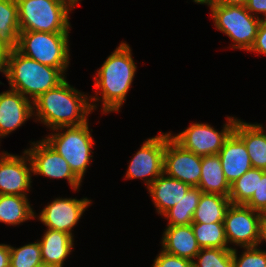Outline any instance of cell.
Returning <instances> with one entry per match:
<instances>
[{
  "label": "cell",
  "mask_w": 266,
  "mask_h": 267,
  "mask_svg": "<svg viewBox=\"0 0 266 267\" xmlns=\"http://www.w3.org/2000/svg\"><path fill=\"white\" fill-rule=\"evenodd\" d=\"M131 51L127 43L121 42L97 69L94 87L100 91H96L95 96H90L93 111L97 108V104L94 103L96 101L103 102V114L119 112L125 103L137 71Z\"/></svg>",
  "instance_id": "1"
},
{
  "label": "cell",
  "mask_w": 266,
  "mask_h": 267,
  "mask_svg": "<svg viewBox=\"0 0 266 267\" xmlns=\"http://www.w3.org/2000/svg\"><path fill=\"white\" fill-rule=\"evenodd\" d=\"M89 100L90 96L75 89L65 79L33 101V116H37L36 122L51 130L80 126L88 122V115L93 111Z\"/></svg>",
  "instance_id": "2"
},
{
  "label": "cell",
  "mask_w": 266,
  "mask_h": 267,
  "mask_svg": "<svg viewBox=\"0 0 266 267\" xmlns=\"http://www.w3.org/2000/svg\"><path fill=\"white\" fill-rule=\"evenodd\" d=\"M5 77L11 90L33 102L41 94L57 87L66 79L58 69L43 65L11 47L5 57Z\"/></svg>",
  "instance_id": "3"
},
{
  "label": "cell",
  "mask_w": 266,
  "mask_h": 267,
  "mask_svg": "<svg viewBox=\"0 0 266 267\" xmlns=\"http://www.w3.org/2000/svg\"><path fill=\"white\" fill-rule=\"evenodd\" d=\"M21 31L69 33L71 0H16Z\"/></svg>",
  "instance_id": "4"
},
{
  "label": "cell",
  "mask_w": 266,
  "mask_h": 267,
  "mask_svg": "<svg viewBox=\"0 0 266 267\" xmlns=\"http://www.w3.org/2000/svg\"><path fill=\"white\" fill-rule=\"evenodd\" d=\"M69 33L21 31L14 46L37 62L66 73L69 61Z\"/></svg>",
  "instance_id": "5"
},
{
  "label": "cell",
  "mask_w": 266,
  "mask_h": 267,
  "mask_svg": "<svg viewBox=\"0 0 266 267\" xmlns=\"http://www.w3.org/2000/svg\"><path fill=\"white\" fill-rule=\"evenodd\" d=\"M53 132L44 140L67 161L70 169L82 181L91 164L95 143L88 122L80 126L59 127Z\"/></svg>",
  "instance_id": "6"
},
{
  "label": "cell",
  "mask_w": 266,
  "mask_h": 267,
  "mask_svg": "<svg viewBox=\"0 0 266 267\" xmlns=\"http://www.w3.org/2000/svg\"><path fill=\"white\" fill-rule=\"evenodd\" d=\"M214 26L231 38L233 49L250 52L262 18L253 16L245 6H212Z\"/></svg>",
  "instance_id": "7"
},
{
  "label": "cell",
  "mask_w": 266,
  "mask_h": 267,
  "mask_svg": "<svg viewBox=\"0 0 266 267\" xmlns=\"http://www.w3.org/2000/svg\"><path fill=\"white\" fill-rule=\"evenodd\" d=\"M238 118L227 116L226 124L221 131L207 123H192L187 129L171 137L183 148L199 156L216 155L219 153L225 140L233 132ZM173 135V136H172Z\"/></svg>",
  "instance_id": "8"
},
{
  "label": "cell",
  "mask_w": 266,
  "mask_h": 267,
  "mask_svg": "<svg viewBox=\"0 0 266 267\" xmlns=\"http://www.w3.org/2000/svg\"><path fill=\"white\" fill-rule=\"evenodd\" d=\"M166 133L145 140L132 157L125 175L126 179L140 178L147 188L164 173V150Z\"/></svg>",
  "instance_id": "9"
},
{
  "label": "cell",
  "mask_w": 266,
  "mask_h": 267,
  "mask_svg": "<svg viewBox=\"0 0 266 267\" xmlns=\"http://www.w3.org/2000/svg\"><path fill=\"white\" fill-rule=\"evenodd\" d=\"M262 216V213L245 205L231 204L223 221L228 244L241 248L257 246Z\"/></svg>",
  "instance_id": "10"
},
{
  "label": "cell",
  "mask_w": 266,
  "mask_h": 267,
  "mask_svg": "<svg viewBox=\"0 0 266 267\" xmlns=\"http://www.w3.org/2000/svg\"><path fill=\"white\" fill-rule=\"evenodd\" d=\"M30 143L32 146L25 151L30 158L33 175H43L50 179L65 178L74 191L79 190L82 181L73 173L67 161L56 150L43 138Z\"/></svg>",
  "instance_id": "11"
},
{
  "label": "cell",
  "mask_w": 266,
  "mask_h": 267,
  "mask_svg": "<svg viewBox=\"0 0 266 267\" xmlns=\"http://www.w3.org/2000/svg\"><path fill=\"white\" fill-rule=\"evenodd\" d=\"M164 173L191 187H198L201 177V156L183 148L166 133Z\"/></svg>",
  "instance_id": "12"
},
{
  "label": "cell",
  "mask_w": 266,
  "mask_h": 267,
  "mask_svg": "<svg viewBox=\"0 0 266 267\" xmlns=\"http://www.w3.org/2000/svg\"><path fill=\"white\" fill-rule=\"evenodd\" d=\"M32 164L26 151L18 156L0 154V195L27 196L32 183Z\"/></svg>",
  "instance_id": "13"
},
{
  "label": "cell",
  "mask_w": 266,
  "mask_h": 267,
  "mask_svg": "<svg viewBox=\"0 0 266 267\" xmlns=\"http://www.w3.org/2000/svg\"><path fill=\"white\" fill-rule=\"evenodd\" d=\"M91 203L88 198H55L37 217L47 228L73 236L72 229Z\"/></svg>",
  "instance_id": "14"
},
{
  "label": "cell",
  "mask_w": 266,
  "mask_h": 267,
  "mask_svg": "<svg viewBox=\"0 0 266 267\" xmlns=\"http://www.w3.org/2000/svg\"><path fill=\"white\" fill-rule=\"evenodd\" d=\"M33 116V102L20 92L7 90L0 93V138L21 127Z\"/></svg>",
  "instance_id": "15"
},
{
  "label": "cell",
  "mask_w": 266,
  "mask_h": 267,
  "mask_svg": "<svg viewBox=\"0 0 266 267\" xmlns=\"http://www.w3.org/2000/svg\"><path fill=\"white\" fill-rule=\"evenodd\" d=\"M223 173L229 184L252 168L244 142L232 132L218 153Z\"/></svg>",
  "instance_id": "16"
},
{
  "label": "cell",
  "mask_w": 266,
  "mask_h": 267,
  "mask_svg": "<svg viewBox=\"0 0 266 267\" xmlns=\"http://www.w3.org/2000/svg\"><path fill=\"white\" fill-rule=\"evenodd\" d=\"M190 185L178 179L171 178L165 173L156 178L147 188L156 212L163 215L185 196Z\"/></svg>",
  "instance_id": "17"
},
{
  "label": "cell",
  "mask_w": 266,
  "mask_h": 267,
  "mask_svg": "<svg viewBox=\"0 0 266 267\" xmlns=\"http://www.w3.org/2000/svg\"><path fill=\"white\" fill-rule=\"evenodd\" d=\"M233 132L244 142L252 168L266 171V131L263 125L237 119Z\"/></svg>",
  "instance_id": "18"
},
{
  "label": "cell",
  "mask_w": 266,
  "mask_h": 267,
  "mask_svg": "<svg viewBox=\"0 0 266 267\" xmlns=\"http://www.w3.org/2000/svg\"><path fill=\"white\" fill-rule=\"evenodd\" d=\"M161 243L163 251L191 261L201 249L191 225L166 226Z\"/></svg>",
  "instance_id": "19"
},
{
  "label": "cell",
  "mask_w": 266,
  "mask_h": 267,
  "mask_svg": "<svg viewBox=\"0 0 266 267\" xmlns=\"http://www.w3.org/2000/svg\"><path fill=\"white\" fill-rule=\"evenodd\" d=\"M73 237L66 232L47 228L39 240L43 263L53 267H63L64 261L73 251Z\"/></svg>",
  "instance_id": "20"
},
{
  "label": "cell",
  "mask_w": 266,
  "mask_h": 267,
  "mask_svg": "<svg viewBox=\"0 0 266 267\" xmlns=\"http://www.w3.org/2000/svg\"><path fill=\"white\" fill-rule=\"evenodd\" d=\"M198 188L203 193L229 196L230 184L225 178L218 154L201 156V177Z\"/></svg>",
  "instance_id": "21"
},
{
  "label": "cell",
  "mask_w": 266,
  "mask_h": 267,
  "mask_svg": "<svg viewBox=\"0 0 266 267\" xmlns=\"http://www.w3.org/2000/svg\"><path fill=\"white\" fill-rule=\"evenodd\" d=\"M20 33L16 0H0V55L4 58L18 42Z\"/></svg>",
  "instance_id": "22"
},
{
  "label": "cell",
  "mask_w": 266,
  "mask_h": 267,
  "mask_svg": "<svg viewBox=\"0 0 266 267\" xmlns=\"http://www.w3.org/2000/svg\"><path fill=\"white\" fill-rule=\"evenodd\" d=\"M230 205L229 197L220 194L202 193L193 215V223H223Z\"/></svg>",
  "instance_id": "23"
},
{
  "label": "cell",
  "mask_w": 266,
  "mask_h": 267,
  "mask_svg": "<svg viewBox=\"0 0 266 267\" xmlns=\"http://www.w3.org/2000/svg\"><path fill=\"white\" fill-rule=\"evenodd\" d=\"M36 215L27 196L0 195V222L16 226Z\"/></svg>",
  "instance_id": "24"
},
{
  "label": "cell",
  "mask_w": 266,
  "mask_h": 267,
  "mask_svg": "<svg viewBox=\"0 0 266 267\" xmlns=\"http://www.w3.org/2000/svg\"><path fill=\"white\" fill-rule=\"evenodd\" d=\"M202 193L198 187H190L179 203L163 214L165 219L168 220L167 226L191 225Z\"/></svg>",
  "instance_id": "25"
},
{
  "label": "cell",
  "mask_w": 266,
  "mask_h": 267,
  "mask_svg": "<svg viewBox=\"0 0 266 267\" xmlns=\"http://www.w3.org/2000/svg\"><path fill=\"white\" fill-rule=\"evenodd\" d=\"M191 227L200 248L233 249L228 246L223 223H192Z\"/></svg>",
  "instance_id": "26"
},
{
  "label": "cell",
  "mask_w": 266,
  "mask_h": 267,
  "mask_svg": "<svg viewBox=\"0 0 266 267\" xmlns=\"http://www.w3.org/2000/svg\"><path fill=\"white\" fill-rule=\"evenodd\" d=\"M258 169L251 168L230 184L229 199L231 204L245 205L257 190Z\"/></svg>",
  "instance_id": "27"
},
{
  "label": "cell",
  "mask_w": 266,
  "mask_h": 267,
  "mask_svg": "<svg viewBox=\"0 0 266 267\" xmlns=\"http://www.w3.org/2000/svg\"><path fill=\"white\" fill-rule=\"evenodd\" d=\"M10 267H36L43 263L39 241L16 248L9 245Z\"/></svg>",
  "instance_id": "28"
},
{
  "label": "cell",
  "mask_w": 266,
  "mask_h": 267,
  "mask_svg": "<svg viewBox=\"0 0 266 267\" xmlns=\"http://www.w3.org/2000/svg\"><path fill=\"white\" fill-rule=\"evenodd\" d=\"M194 260L193 267H234L232 249L201 248Z\"/></svg>",
  "instance_id": "29"
},
{
  "label": "cell",
  "mask_w": 266,
  "mask_h": 267,
  "mask_svg": "<svg viewBox=\"0 0 266 267\" xmlns=\"http://www.w3.org/2000/svg\"><path fill=\"white\" fill-rule=\"evenodd\" d=\"M258 247H243L245 250L239 257L236 248H233L234 267H266V250H261Z\"/></svg>",
  "instance_id": "30"
},
{
  "label": "cell",
  "mask_w": 266,
  "mask_h": 267,
  "mask_svg": "<svg viewBox=\"0 0 266 267\" xmlns=\"http://www.w3.org/2000/svg\"><path fill=\"white\" fill-rule=\"evenodd\" d=\"M245 206L266 215V171L258 169L257 190Z\"/></svg>",
  "instance_id": "31"
},
{
  "label": "cell",
  "mask_w": 266,
  "mask_h": 267,
  "mask_svg": "<svg viewBox=\"0 0 266 267\" xmlns=\"http://www.w3.org/2000/svg\"><path fill=\"white\" fill-rule=\"evenodd\" d=\"M152 267H193L192 261L186 258L169 254L161 249L154 259Z\"/></svg>",
  "instance_id": "32"
},
{
  "label": "cell",
  "mask_w": 266,
  "mask_h": 267,
  "mask_svg": "<svg viewBox=\"0 0 266 267\" xmlns=\"http://www.w3.org/2000/svg\"><path fill=\"white\" fill-rule=\"evenodd\" d=\"M250 51L266 55V19L261 20L255 42Z\"/></svg>",
  "instance_id": "33"
},
{
  "label": "cell",
  "mask_w": 266,
  "mask_h": 267,
  "mask_svg": "<svg viewBox=\"0 0 266 267\" xmlns=\"http://www.w3.org/2000/svg\"><path fill=\"white\" fill-rule=\"evenodd\" d=\"M245 8L257 18H260L258 14L262 13V19H266V0H248Z\"/></svg>",
  "instance_id": "34"
},
{
  "label": "cell",
  "mask_w": 266,
  "mask_h": 267,
  "mask_svg": "<svg viewBox=\"0 0 266 267\" xmlns=\"http://www.w3.org/2000/svg\"><path fill=\"white\" fill-rule=\"evenodd\" d=\"M10 249L7 244H0V267H10Z\"/></svg>",
  "instance_id": "35"
},
{
  "label": "cell",
  "mask_w": 266,
  "mask_h": 267,
  "mask_svg": "<svg viewBox=\"0 0 266 267\" xmlns=\"http://www.w3.org/2000/svg\"><path fill=\"white\" fill-rule=\"evenodd\" d=\"M248 0H214L213 6H245Z\"/></svg>",
  "instance_id": "36"
},
{
  "label": "cell",
  "mask_w": 266,
  "mask_h": 267,
  "mask_svg": "<svg viewBox=\"0 0 266 267\" xmlns=\"http://www.w3.org/2000/svg\"><path fill=\"white\" fill-rule=\"evenodd\" d=\"M262 241L266 242V215H263L260 224H259V239L257 246L262 243Z\"/></svg>",
  "instance_id": "37"
},
{
  "label": "cell",
  "mask_w": 266,
  "mask_h": 267,
  "mask_svg": "<svg viewBox=\"0 0 266 267\" xmlns=\"http://www.w3.org/2000/svg\"><path fill=\"white\" fill-rule=\"evenodd\" d=\"M193 2L198 3V4H207L209 8H211L214 5V0H193Z\"/></svg>",
  "instance_id": "38"
},
{
  "label": "cell",
  "mask_w": 266,
  "mask_h": 267,
  "mask_svg": "<svg viewBox=\"0 0 266 267\" xmlns=\"http://www.w3.org/2000/svg\"><path fill=\"white\" fill-rule=\"evenodd\" d=\"M0 72L5 74V58L0 55Z\"/></svg>",
  "instance_id": "39"
},
{
  "label": "cell",
  "mask_w": 266,
  "mask_h": 267,
  "mask_svg": "<svg viewBox=\"0 0 266 267\" xmlns=\"http://www.w3.org/2000/svg\"><path fill=\"white\" fill-rule=\"evenodd\" d=\"M36 267H53V266L46 265L45 263H42V264H40V265H38V266H36Z\"/></svg>",
  "instance_id": "40"
},
{
  "label": "cell",
  "mask_w": 266,
  "mask_h": 267,
  "mask_svg": "<svg viewBox=\"0 0 266 267\" xmlns=\"http://www.w3.org/2000/svg\"><path fill=\"white\" fill-rule=\"evenodd\" d=\"M72 2H74L76 5L78 4V2H80V0H71Z\"/></svg>",
  "instance_id": "41"
}]
</instances>
